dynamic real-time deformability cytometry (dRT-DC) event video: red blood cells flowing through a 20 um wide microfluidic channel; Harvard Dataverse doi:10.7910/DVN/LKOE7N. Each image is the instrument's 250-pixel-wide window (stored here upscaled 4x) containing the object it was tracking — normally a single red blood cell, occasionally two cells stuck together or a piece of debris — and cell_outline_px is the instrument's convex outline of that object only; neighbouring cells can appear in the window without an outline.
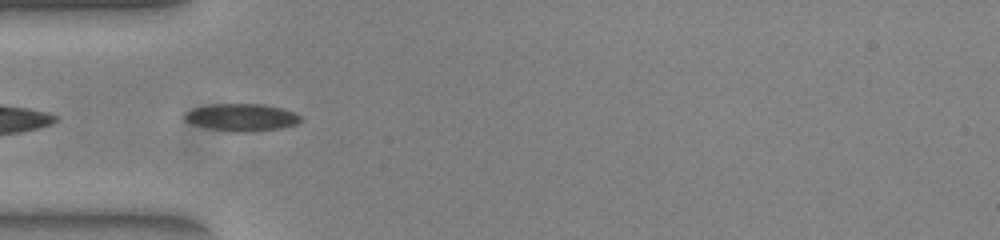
{"species": "common noctule bat (a hibernating species)", "species_latin": "Nyctalus noctula", "temperature_condition": "warm", "stored_images_in_passage": 38, "camera_frame_rate_fps": 3000, "um_per_image_px": 0.085, "animal": {"sex": "female", "body_mass_g": 23.0, "forearm_length_mm": 53.4}, "frame": {"image": 1, "passage_image": 2, "time_ms": 0.333, "image_size_px": [1000, 240], "cell_outline_px": [[304, 120], [296, 124], [280, 128], [236, 132], [208, 128], [184, 120], [184, 116], [188, 112], [196, 108], [212, 104], [260, 104], [280, 108], [296, 112]], "centroid_in_image_um": [20.59, 9.97], "position_along_channel_um": 64.4, "area_um2": 18.03}}
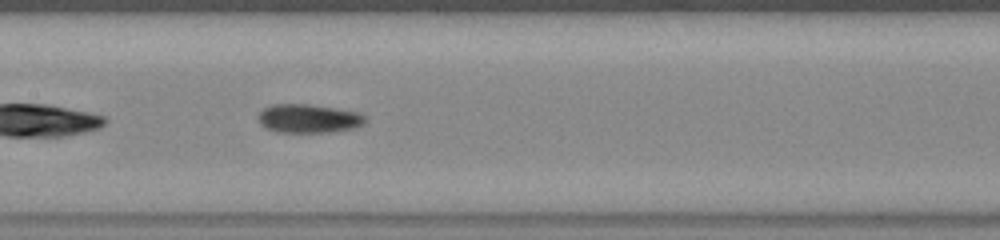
{"frame": {"image": 2, "passage_image": 11, "time_ms": 3.333, "image_size_px": [1000, 240], "cell_outline_px": [[364, 124], [356, 128], [328, 132], [280, 132], [264, 128], [260, 124], [256, 116], [264, 108], [272, 104], [308, 104], [356, 112], [364, 116]], "centroid_in_image_um": [26.17, 10.08], "position_along_channel_um": 181.2, "area_um2": 17.8}}
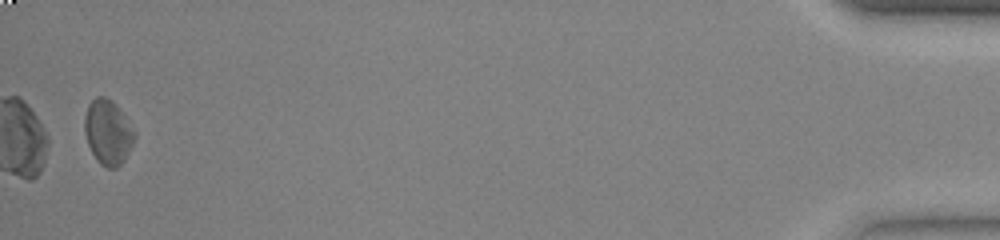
{"frame": {"image": 3, "passage_image": 37, "time_ms": 12.0, "image_size_px": [1000, 240], "cell_outline_px": [[136, 136], [124, 160], [116, 168], [108, 168], [100, 164], [96, 160], [88, 144], [84, 132], [84, 116], [88, 104], [96, 96], [104, 96], [112, 100], [116, 104], [132, 128]], "centroid_in_image_um": [9.14, 11.23], "position_along_channel_um": 426.1, "area_um2": 18.73}, "authors_computed_cell_mechanics": {"area_um2": 17.5712, "velocity_mm_per_s": 3.9067, "shape_relaxation_time_tau1_ms": null, "shape_relaxation_time_tau2_ms": 5.4061, "deformation_change_tau1": null, "deformation_change_tau2": 0.1286}}